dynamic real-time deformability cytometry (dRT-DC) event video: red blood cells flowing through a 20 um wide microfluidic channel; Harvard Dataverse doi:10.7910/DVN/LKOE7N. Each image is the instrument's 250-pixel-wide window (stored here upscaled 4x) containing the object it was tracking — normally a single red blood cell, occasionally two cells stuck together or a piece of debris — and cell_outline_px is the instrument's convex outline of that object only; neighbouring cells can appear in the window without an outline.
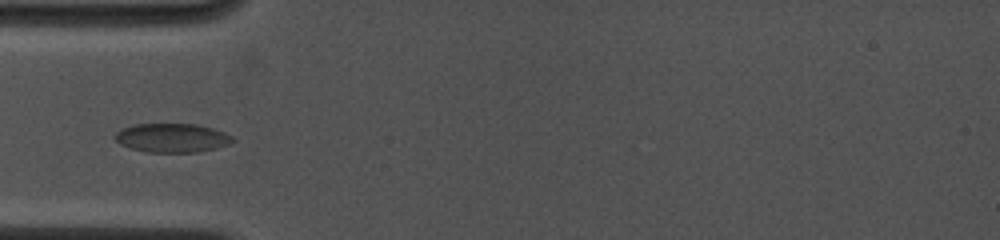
{"species": "common noctule bat (a hibernating species)", "species_latin": "Nyctalus noctula", "temperature_condition": "cold", "stored_images_in_passage": 29, "camera_frame_rate_fps": 4500, "um_per_image_px": 0.085, "animal": {"sex": "female", "body_mass_g": 19.0, "forearm_length_mm": 53.3}, "frame": {"image": 1, "passage_image": 1, "time_ms": 0.0, "image_size_px": [1000, 240], "cell_outline_px": [[236, 140], [228, 144], [216, 148], [196, 152], [148, 152], [132, 148], [120, 144], [112, 136], [120, 128], [132, 124], [196, 124], [212, 128], [224, 132], [232, 136]], "centroid_in_image_um": [14.6, 11.71], "position_along_channel_um": 70.4, "area_um2": 19.88}}
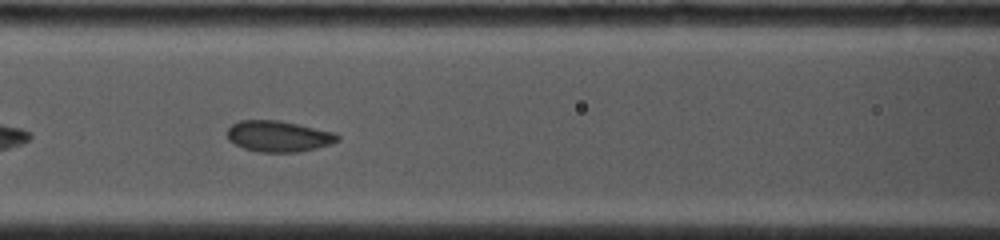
{"frame": {"image": 2, "passage_image": 9, "time_ms": 1.778, "image_size_px": [1000, 240], "cell_outline_px": [[340, 140], [332, 144], [300, 152], [260, 152], [244, 148], [228, 140], [228, 128], [232, 124], [240, 120], [280, 120], [336, 132], [340, 136]], "centroid_in_image_um": [23.72, 11.58], "position_along_channel_um": 142.9, "area_um2": 20.11}}
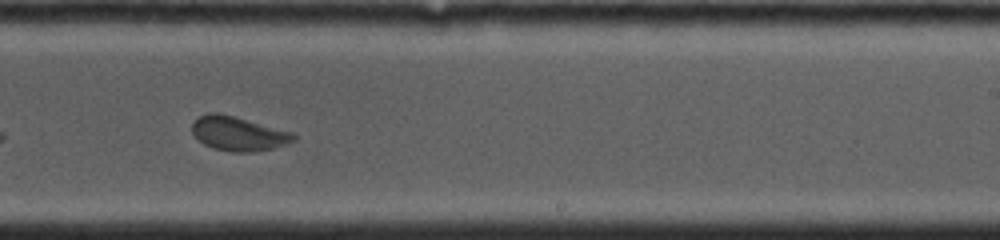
{"frame": {"image": 3, "passage_image": 23, "time_ms": 4.889, "image_size_px": [1000, 240], "cell_outline_px": [[296, 140], [272, 148], [252, 152], [232, 152], [212, 148], [204, 144], [192, 132], [192, 124], [200, 116], [208, 112], [220, 112], [236, 116], [292, 132], [296, 136]], "centroid_in_image_um": [20.25, 11.34], "position_along_channel_um": 268.7, "area_um2": 20.23}}